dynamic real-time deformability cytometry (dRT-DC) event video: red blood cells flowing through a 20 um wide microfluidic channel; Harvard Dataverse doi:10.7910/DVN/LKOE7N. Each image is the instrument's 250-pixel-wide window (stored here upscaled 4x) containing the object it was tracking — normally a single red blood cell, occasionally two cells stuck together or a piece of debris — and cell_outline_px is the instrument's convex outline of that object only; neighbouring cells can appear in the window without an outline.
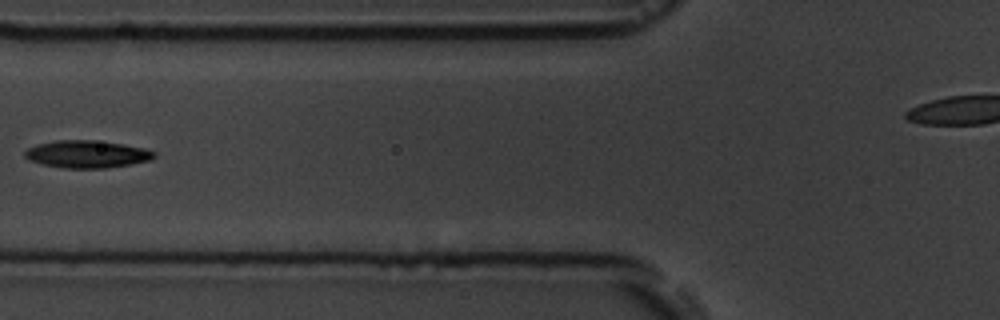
{"species": "common noctule bat (a hibernating species)", "species_latin": "Nyctalus noctula", "temperature_condition": "room temperature", "stored_images_in_passage": 11, "camera_frame_rate_fps": 3000, "um_per_image_px": 0.085, "animal": {"sex": "male", "body_mass_g": 19.5, "forearm_length_mm": 54.6}, "frame": {"image": 1, "passage_image": 7, "time_ms": 7.0, "image_size_px": [1000, 320], "cell_outline_px": [[156, 156], [152, 160], [132, 164], [108, 168], [64, 168], [44, 164], [28, 160], [24, 156], [24, 152], [28, 148], [36, 144], [56, 140], [92, 140], [124, 144], [144, 148], [156, 152]], "centroid_in_image_um": [7.41, 13.1], "position_along_channel_um": 118.4, "area_um2": 20.81}}
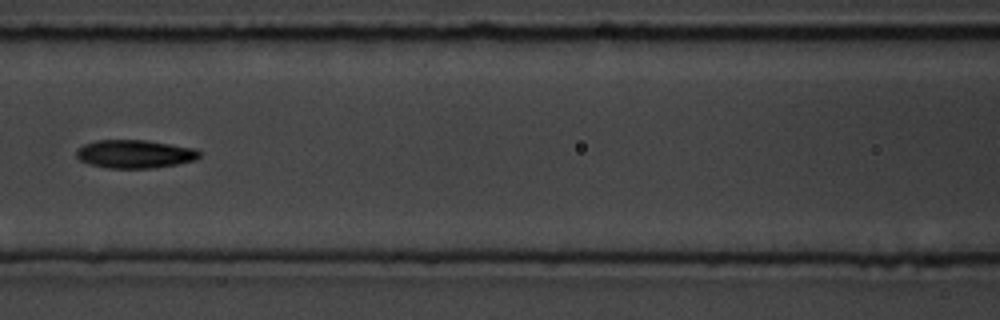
{"frame": {"image": 2, "passage_image": 8, "time_ms": 8.0, "image_size_px": [1000, 320], "cell_outline_px": [[200, 156], [196, 160], [176, 164], [152, 168], [108, 168], [88, 164], [80, 160], [76, 156], [76, 148], [84, 144], [96, 140], [144, 140], [192, 148], [200, 152]], "centroid_in_image_um": [11.4, 13.09], "position_along_channel_um": 155.2, "area_um2": 20.17}}
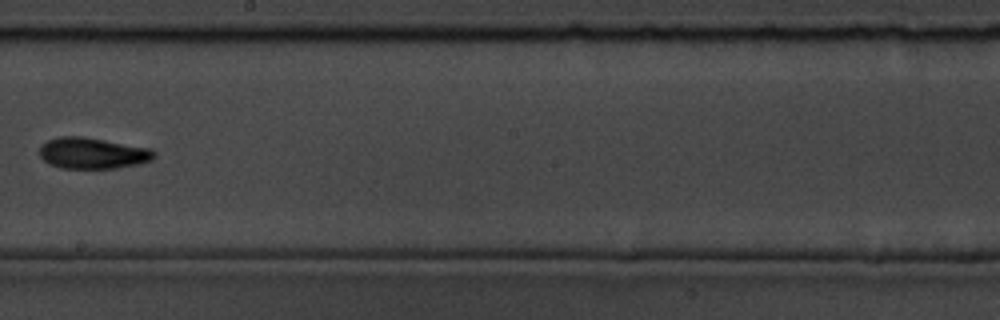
{"frame": {"image": 3, "passage_image": 10, "time_ms": 10.333, "image_size_px": [1000, 320], "cell_outline_px": [[156, 156], [152, 160], [136, 164], [116, 168], [60, 168], [48, 164], [40, 156], [40, 144], [48, 140], [60, 136], [80, 136], [152, 148], [156, 152]], "centroid_in_image_um": [7.87, 13.02], "position_along_channel_um": 240.3, "area_um2": 20.87}}